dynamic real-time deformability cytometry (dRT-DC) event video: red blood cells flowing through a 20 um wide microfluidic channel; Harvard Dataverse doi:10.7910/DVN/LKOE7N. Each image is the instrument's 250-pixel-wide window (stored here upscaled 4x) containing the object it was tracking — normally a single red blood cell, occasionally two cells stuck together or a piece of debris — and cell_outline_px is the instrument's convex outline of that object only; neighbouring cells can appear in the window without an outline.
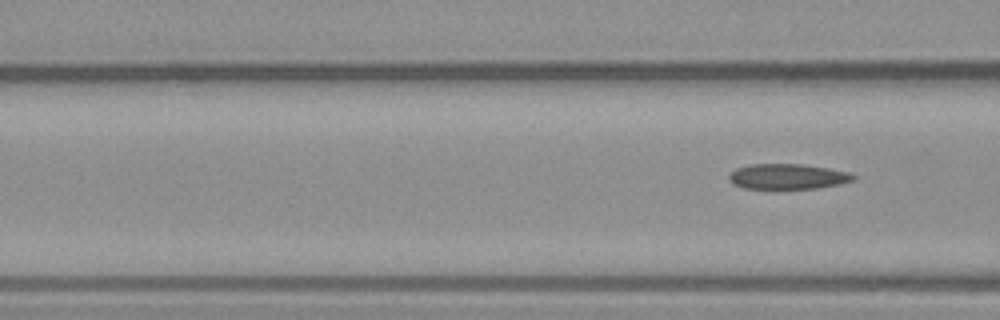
{"species": "common noctule bat (a hibernating species)", "species_latin": "Nyctalus noctula", "temperature_condition": "warm", "stored_images_in_passage": 6, "segment_of_instrument_passage": [2, 2], "camera_frame_rate_fps": 3000, "um_per_image_px": 0.085, "animal": {"sex": "male", "body_mass_g": 23.1, "forearm_length_mm": 52.7}, "frame": {"image": 1, "passage_image": 6, "time_ms": 7.667, "image_size_px": [1000, 320], "cell_outline_px": [[856, 180], [840, 184], [816, 188], [744, 188], [732, 184], [728, 180], [728, 176], [736, 168], [748, 164], [804, 164], [828, 168], [848, 172], [856, 176]], "centroid_in_image_um": [66.94, 14.99], "position_along_channel_um": 99.7, "area_um2": 18.38}}